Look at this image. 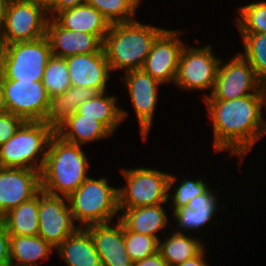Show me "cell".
Here are the masks:
<instances>
[{"mask_svg": "<svg viewBox=\"0 0 266 266\" xmlns=\"http://www.w3.org/2000/svg\"><path fill=\"white\" fill-rule=\"evenodd\" d=\"M71 86L107 91L112 76L104 50L98 53L77 54L65 58Z\"/></svg>", "mask_w": 266, "mask_h": 266, "instance_id": "17", "label": "cell"}, {"mask_svg": "<svg viewBox=\"0 0 266 266\" xmlns=\"http://www.w3.org/2000/svg\"><path fill=\"white\" fill-rule=\"evenodd\" d=\"M55 132L44 121H25L0 146V167L42 171Z\"/></svg>", "mask_w": 266, "mask_h": 266, "instance_id": "5", "label": "cell"}, {"mask_svg": "<svg viewBox=\"0 0 266 266\" xmlns=\"http://www.w3.org/2000/svg\"><path fill=\"white\" fill-rule=\"evenodd\" d=\"M87 3V0H55V2L47 9L49 18H53L57 13L74 8L77 5Z\"/></svg>", "mask_w": 266, "mask_h": 266, "instance_id": "37", "label": "cell"}, {"mask_svg": "<svg viewBox=\"0 0 266 266\" xmlns=\"http://www.w3.org/2000/svg\"><path fill=\"white\" fill-rule=\"evenodd\" d=\"M227 62L221 58L214 89L204 100H232L247 95H266L264 85L258 80L249 62L234 54Z\"/></svg>", "mask_w": 266, "mask_h": 266, "instance_id": "9", "label": "cell"}, {"mask_svg": "<svg viewBox=\"0 0 266 266\" xmlns=\"http://www.w3.org/2000/svg\"><path fill=\"white\" fill-rule=\"evenodd\" d=\"M10 265V234L0 220V266Z\"/></svg>", "mask_w": 266, "mask_h": 266, "instance_id": "36", "label": "cell"}, {"mask_svg": "<svg viewBox=\"0 0 266 266\" xmlns=\"http://www.w3.org/2000/svg\"><path fill=\"white\" fill-rule=\"evenodd\" d=\"M53 19L65 29L96 35L102 42L111 25L99 11L88 3L63 10Z\"/></svg>", "mask_w": 266, "mask_h": 266, "instance_id": "21", "label": "cell"}, {"mask_svg": "<svg viewBox=\"0 0 266 266\" xmlns=\"http://www.w3.org/2000/svg\"><path fill=\"white\" fill-rule=\"evenodd\" d=\"M212 188L214 187H210L205 193L192 198L189 201L188 206L181 207L177 210H170L172 215L171 217L174 218V222L172 223L175 225L177 224L175 228L173 227L174 225H172L171 230L184 234L187 232L189 234L190 231H193L192 233L196 231V233L199 232L198 234L201 236L202 240H204L203 236L205 234L204 232L201 233L202 231H200V229L203 230L205 227L208 229V227L212 226L216 228L219 224H222L221 222L219 223V220L217 219L216 222L214 221L217 217L216 213H219V210L221 212H225L224 210H226L224 209L226 206H220V198L217 195L223 190H220V188Z\"/></svg>", "mask_w": 266, "mask_h": 266, "instance_id": "15", "label": "cell"}, {"mask_svg": "<svg viewBox=\"0 0 266 266\" xmlns=\"http://www.w3.org/2000/svg\"><path fill=\"white\" fill-rule=\"evenodd\" d=\"M212 124L215 153L236 156L238 165L266 135V95H247L232 100H203ZM263 110V111H262ZM211 121V122H210Z\"/></svg>", "mask_w": 266, "mask_h": 266, "instance_id": "1", "label": "cell"}, {"mask_svg": "<svg viewBox=\"0 0 266 266\" xmlns=\"http://www.w3.org/2000/svg\"><path fill=\"white\" fill-rule=\"evenodd\" d=\"M176 176L177 175L170 172L167 206L170 210H177L181 207L188 206V203L192 198L205 193L211 187L202 176L193 179L192 177H182V179Z\"/></svg>", "mask_w": 266, "mask_h": 266, "instance_id": "29", "label": "cell"}, {"mask_svg": "<svg viewBox=\"0 0 266 266\" xmlns=\"http://www.w3.org/2000/svg\"><path fill=\"white\" fill-rule=\"evenodd\" d=\"M84 146L51 137L41 171V190L68 198L88 177L90 162Z\"/></svg>", "mask_w": 266, "mask_h": 266, "instance_id": "2", "label": "cell"}, {"mask_svg": "<svg viewBox=\"0 0 266 266\" xmlns=\"http://www.w3.org/2000/svg\"><path fill=\"white\" fill-rule=\"evenodd\" d=\"M98 93L94 88L71 86L63 94L50 97L48 111L44 122L56 132L78 107Z\"/></svg>", "mask_w": 266, "mask_h": 266, "instance_id": "22", "label": "cell"}, {"mask_svg": "<svg viewBox=\"0 0 266 266\" xmlns=\"http://www.w3.org/2000/svg\"><path fill=\"white\" fill-rule=\"evenodd\" d=\"M55 251L48 242L39 235H10V263L19 266H40L39 261L48 260Z\"/></svg>", "mask_w": 266, "mask_h": 266, "instance_id": "27", "label": "cell"}, {"mask_svg": "<svg viewBox=\"0 0 266 266\" xmlns=\"http://www.w3.org/2000/svg\"><path fill=\"white\" fill-rule=\"evenodd\" d=\"M6 112L4 105L3 75L0 73V114Z\"/></svg>", "mask_w": 266, "mask_h": 266, "instance_id": "42", "label": "cell"}, {"mask_svg": "<svg viewBox=\"0 0 266 266\" xmlns=\"http://www.w3.org/2000/svg\"><path fill=\"white\" fill-rule=\"evenodd\" d=\"M206 250H208L207 246L198 255H196L195 257L191 259L184 261L181 264H178L177 266H210L209 265L210 261H207V258H206V255H207Z\"/></svg>", "mask_w": 266, "mask_h": 266, "instance_id": "39", "label": "cell"}, {"mask_svg": "<svg viewBox=\"0 0 266 266\" xmlns=\"http://www.w3.org/2000/svg\"><path fill=\"white\" fill-rule=\"evenodd\" d=\"M51 56L46 36L34 41L7 44L0 73L8 80L42 81Z\"/></svg>", "mask_w": 266, "mask_h": 266, "instance_id": "8", "label": "cell"}, {"mask_svg": "<svg viewBox=\"0 0 266 266\" xmlns=\"http://www.w3.org/2000/svg\"><path fill=\"white\" fill-rule=\"evenodd\" d=\"M124 243L133 262L144 259L158 251L159 240L124 228Z\"/></svg>", "mask_w": 266, "mask_h": 266, "instance_id": "34", "label": "cell"}, {"mask_svg": "<svg viewBox=\"0 0 266 266\" xmlns=\"http://www.w3.org/2000/svg\"><path fill=\"white\" fill-rule=\"evenodd\" d=\"M40 191V171L0 167V219Z\"/></svg>", "mask_w": 266, "mask_h": 266, "instance_id": "16", "label": "cell"}, {"mask_svg": "<svg viewBox=\"0 0 266 266\" xmlns=\"http://www.w3.org/2000/svg\"><path fill=\"white\" fill-rule=\"evenodd\" d=\"M164 30L138 20L111 24L102 46L111 73L142 69L153 42Z\"/></svg>", "mask_w": 266, "mask_h": 266, "instance_id": "3", "label": "cell"}, {"mask_svg": "<svg viewBox=\"0 0 266 266\" xmlns=\"http://www.w3.org/2000/svg\"><path fill=\"white\" fill-rule=\"evenodd\" d=\"M39 193L32 199L5 214L0 220L10 235L37 236L39 234Z\"/></svg>", "mask_w": 266, "mask_h": 266, "instance_id": "28", "label": "cell"}, {"mask_svg": "<svg viewBox=\"0 0 266 266\" xmlns=\"http://www.w3.org/2000/svg\"><path fill=\"white\" fill-rule=\"evenodd\" d=\"M133 266H169L164 260L161 253L157 251L144 259L133 262Z\"/></svg>", "mask_w": 266, "mask_h": 266, "instance_id": "38", "label": "cell"}, {"mask_svg": "<svg viewBox=\"0 0 266 266\" xmlns=\"http://www.w3.org/2000/svg\"><path fill=\"white\" fill-rule=\"evenodd\" d=\"M165 29L153 42L142 69L161 84H175L184 30Z\"/></svg>", "mask_w": 266, "mask_h": 266, "instance_id": "14", "label": "cell"}, {"mask_svg": "<svg viewBox=\"0 0 266 266\" xmlns=\"http://www.w3.org/2000/svg\"><path fill=\"white\" fill-rule=\"evenodd\" d=\"M110 24L136 20V12L142 5L138 0H87Z\"/></svg>", "mask_w": 266, "mask_h": 266, "instance_id": "32", "label": "cell"}, {"mask_svg": "<svg viewBox=\"0 0 266 266\" xmlns=\"http://www.w3.org/2000/svg\"><path fill=\"white\" fill-rule=\"evenodd\" d=\"M167 233L159 240L158 251L169 266H177L195 257L206 247V242L192 233H177L171 229Z\"/></svg>", "mask_w": 266, "mask_h": 266, "instance_id": "26", "label": "cell"}, {"mask_svg": "<svg viewBox=\"0 0 266 266\" xmlns=\"http://www.w3.org/2000/svg\"><path fill=\"white\" fill-rule=\"evenodd\" d=\"M55 133L63 140L81 146L113 136L101 122L95 118L81 116L77 112Z\"/></svg>", "mask_w": 266, "mask_h": 266, "instance_id": "25", "label": "cell"}, {"mask_svg": "<svg viewBox=\"0 0 266 266\" xmlns=\"http://www.w3.org/2000/svg\"><path fill=\"white\" fill-rule=\"evenodd\" d=\"M52 55L67 58L77 54L98 53L103 42L93 34L73 31L61 27L53 18H49L46 35Z\"/></svg>", "mask_w": 266, "mask_h": 266, "instance_id": "19", "label": "cell"}, {"mask_svg": "<svg viewBox=\"0 0 266 266\" xmlns=\"http://www.w3.org/2000/svg\"><path fill=\"white\" fill-rule=\"evenodd\" d=\"M164 205H168V203L119 209V220L127 230L160 240L164 235L161 234L162 232H166V229H172L169 220L171 219L169 217L171 212L167 213Z\"/></svg>", "mask_w": 266, "mask_h": 266, "instance_id": "20", "label": "cell"}, {"mask_svg": "<svg viewBox=\"0 0 266 266\" xmlns=\"http://www.w3.org/2000/svg\"><path fill=\"white\" fill-rule=\"evenodd\" d=\"M39 236L57 248L80 227L74 221L68 198L39 192Z\"/></svg>", "mask_w": 266, "mask_h": 266, "instance_id": "13", "label": "cell"}, {"mask_svg": "<svg viewBox=\"0 0 266 266\" xmlns=\"http://www.w3.org/2000/svg\"><path fill=\"white\" fill-rule=\"evenodd\" d=\"M122 75L120 79L123 80V85L133 105L141 140L146 142L155 120L154 114L157 112L159 101L158 93L163 84L143 69L131 70Z\"/></svg>", "mask_w": 266, "mask_h": 266, "instance_id": "11", "label": "cell"}, {"mask_svg": "<svg viewBox=\"0 0 266 266\" xmlns=\"http://www.w3.org/2000/svg\"><path fill=\"white\" fill-rule=\"evenodd\" d=\"M42 82L49 97L63 94L71 87L65 58L54 55L50 57L44 70Z\"/></svg>", "mask_w": 266, "mask_h": 266, "instance_id": "33", "label": "cell"}, {"mask_svg": "<svg viewBox=\"0 0 266 266\" xmlns=\"http://www.w3.org/2000/svg\"><path fill=\"white\" fill-rule=\"evenodd\" d=\"M108 178L88 177L69 197L70 211L80 228L119 219L118 187Z\"/></svg>", "mask_w": 266, "mask_h": 266, "instance_id": "4", "label": "cell"}, {"mask_svg": "<svg viewBox=\"0 0 266 266\" xmlns=\"http://www.w3.org/2000/svg\"><path fill=\"white\" fill-rule=\"evenodd\" d=\"M91 224L85 229L90 233L102 266H133L124 243V227L116 222Z\"/></svg>", "mask_w": 266, "mask_h": 266, "instance_id": "18", "label": "cell"}, {"mask_svg": "<svg viewBox=\"0 0 266 266\" xmlns=\"http://www.w3.org/2000/svg\"><path fill=\"white\" fill-rule=\"evenodd\" d=\"M243 52L239 53L249 62L258 80L266 84V32L240 34Z\"/></svg>", "mask_w": 266, "mask_h": 266, "instance_id": "31", "label": "cell"}, {"mask_svg": "<svg viewBox=\"0 0 266 266\" xmlns=\"http://www.w3.org/2000/svg\"><path fill=\"white\" fill-rule=\"evenodd\" d=\"M6 112L25 121H44L50 97L42 81L8 80L3 76Z\"/></svg>", "mask_w": 266, "mask_h": 266, "instance_id": "12", "label": "cell"}, {"mask_svg": "<svg viewBox=\"0 0 266 266\" xmlns=\"http://www.w3.org/2000/svg\"><path fill=\"white\" fill-rule=\"evenodd\" d=\"M9 0H0V28L3 27Z\"/></svg>", "mask_w": 266, "mask_h": 266, "instance_id": "41", "label": "cell"}, {"mask_svg": "<svg viewBox=\"0 0 266 266\" xmlns=\"http://www.w3.org/2000/svg\"><path fill=\"white\" fill-rule=\"evenodd\" d=\"M55 252L67 266H102L93 239L85 228L68 236Z\"/></svg>", "mask_w": 266, "mask_h": 266, "instance_id": "24", "label": "cell"}, {"mask_svg": "<svg viewBox=\"0 0 266 266\" xmlns=\"http://www.w3.org/2000/svg\"><path fill=\"white\" fill-rule=\"evenodd\" d=\"M6 46L7 44L4 39L2 28H0V72H1L2 65H3V60L5 58Z\"/></svg>", "mask_w": 266, "mask_h": 266, "instance_id": "40", "label": "cell"}, {"mask_svg": "<svg viewBox=\"0 0 266 266\" xmlns=\"http://www.w3.org/2000/svg\"><path fill=\"white\" fill-rule=\"evenodd\" d=\"M126 181L118 186L119 209L168 203L170 173L155 167L120 168Z\"/></svg>", "mask_w": 266, "mask_h": 266, "instance_id": "6", "label": "cell"}, {"mask_svg": "<svg viewBox=\"0 0 266 266\" xmlns=\"http://www.w3.org/2000/svg\"><path fill=\"white\" fill-rule=\"evenodd\" d=\"M48 20L47 10L33 0L10 1L2 27L6 44L44 37Z\"/></svg>", "mask_w": 266, "mask_h": 266, "instance_id": "10", "label": "cell"}, {"mask_svg": "<svg viewBox=\"0 0 266 266\" xmlns=\"http://www.w3.org/2000/svg\"><path fill=\"white\" fill-rule=\"evenodd\" d=\"M109 90L98 92L94 97L82 103L77 110L81 116L95 118L101 122L113 135L121 123L129 116L127 110L118 107L117 95L108 94Z\"/></svg>", "mask_w": 266, "mask_h": 266, "instance_id": "23", "label": "cell"}, {"mask_svg": "<svg viewBox=\"0 0 266 266\" xmlns=\"http://www.w3.org/2000/svg\"><path fill=\"white\" fill-rule=\"evenodd\" d=\"M25 120L9 112L0 114V146L7 142L21 127Z\"/></svg>", "mask_w": 266, "mask_h": 266, "instance_id": "35", "label": "cell"}, {"mask_svg": "<svg viewBox=\"0 0 266 266\" xmlns=\"http://www.w3.org/2000/svg\"><path fill=\"white\" fill-rule=\"evenodd\" d=\"M38 5H41L46 10L55 2V0H33Z\"/></svg>", "mask_w": 266, "mask_h": 266, "instance_id": "43", "label": "cell"}, {"mask_svg": "<svg viewBox=\"0 0 266 266\" xmlns=\"http://www.w3.org/2000/svg\"><path fill=\"white\" fill-rule=\"evenodd\" d=\"M211 44L183 47L174 86L184 91H202V100L211 95L221 57L213 52ZM209 91L210 93H205ZM205 91V92H204Z\"/></svg>", "mask_w": 266, "mask_h": 266, "instance_id": "7", "label": "cell"}, {"mask_svg": "<svg viewBox=\"0 0 266 266\" xmlns=\"http://www.w3.org/2000/svg\"><path fill=\"white\" fill-rule=\"evenodd\" d=\"M234 24L240 34H258L266 32V1H256L237 6Z\"/></svg>", "mask_w": 266, "mask_h": 266, "instance_id": "30", "label": "cell"}]
</instances>
